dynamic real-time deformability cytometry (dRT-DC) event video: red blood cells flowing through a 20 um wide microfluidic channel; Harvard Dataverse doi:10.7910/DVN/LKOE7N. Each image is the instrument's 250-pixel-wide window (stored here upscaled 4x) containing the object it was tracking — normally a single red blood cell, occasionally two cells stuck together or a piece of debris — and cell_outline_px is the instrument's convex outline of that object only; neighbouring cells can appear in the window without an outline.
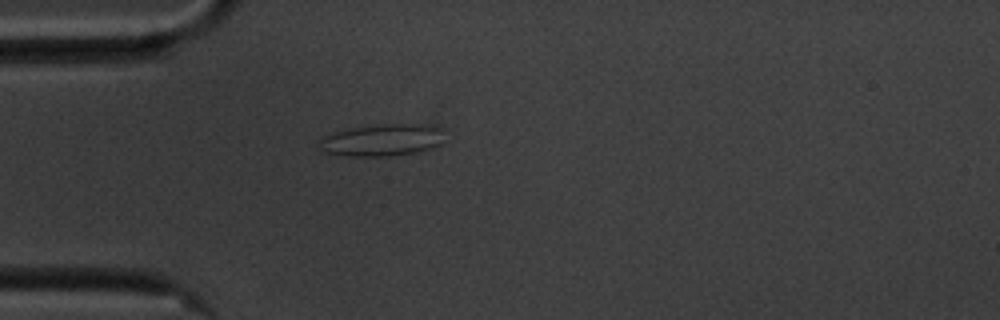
{"species": "common noctule bat (a hibernating species)", "species_latin": "Nyctalus noctula", "temperature_condition": "cold", "stored_images_in_passage": 42, "camera_frame_rate_fps": 3000, "um_per_image_px": 0.085, "animal": {"sex": "male", "body_mass_g": 20.1, "forearm_length_mm": 53.5}, "frame": {"image": 1, "passage_image": 1, "time_ms": 0.0, "image_size_px": [1000, 320], "cell_outline_px": [[440, 144], [432, 148], [416, 152], [388, 156], [348, 156], [324, 152], [316, 148], [320, 140], [324, 136], [332, 132], [344, 128], [384, 124], [412, 124], [440, 128]], "centroid_in_image_um": [32.34, 11.91], "position_along_channel_um": 52.7, "area_um2": 23.24}}
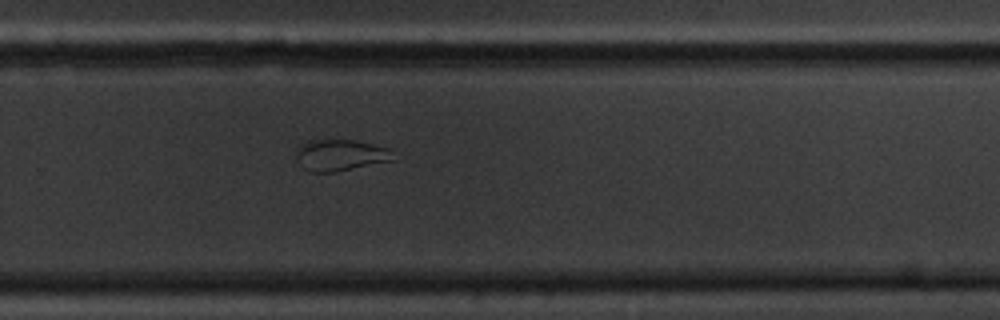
{"frame": {"image": 2, "passage_image": 23, "time_ms": 7.333, "image_size_px": [1000, 320], "cell_outline_px": [[396, 160], [336, 172], [312, 172], [304, 168], [296, 156], [296, 152], [300, 144], [308, 140], [324, 136], [356, 140], [388, 148]], "centroid_in_image_um": [28.91, 13.13], "position_along_channel_um": 300.9, "area_um2": 18.44}}
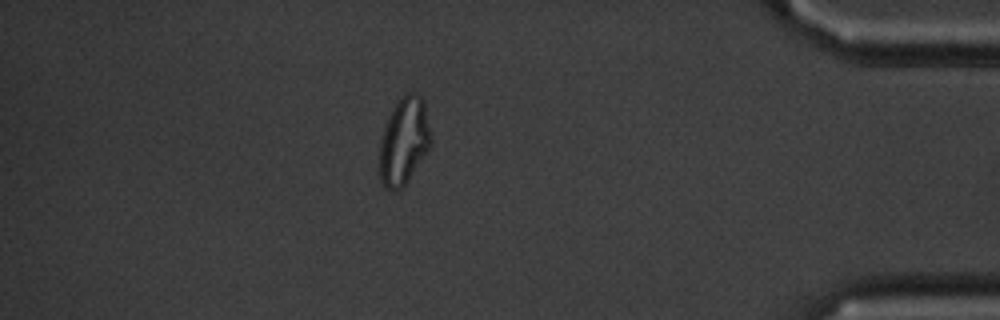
{"frame": {"image": 3, "passage_image": 35, "time_ms": 11.333, "image_size_px": [1000, 320], "cell_outline_px": [[432, 144], [404, 188], [384, 188], [380, 180], [376, 168], [380, 140], [388, 116], [392, 108], [404, 92], [416, 92], [424, 100], [432, 136]], "centroid_in_image_um": [34.31, 12.0], "position_along_channel_um": 400.9, "area_um2": 26.99}, "authors_computed_cell_mechanics": {"area_um2": 19.1896, "velocity_mm_per_s": 3.4947, "shape_relaxation_time_tau1_ms": null, "shape_relaxation_time_tau2_ms": 1.0158, "deformation_change_tau1": null, "deformation_change_tau2": 0.0709}}